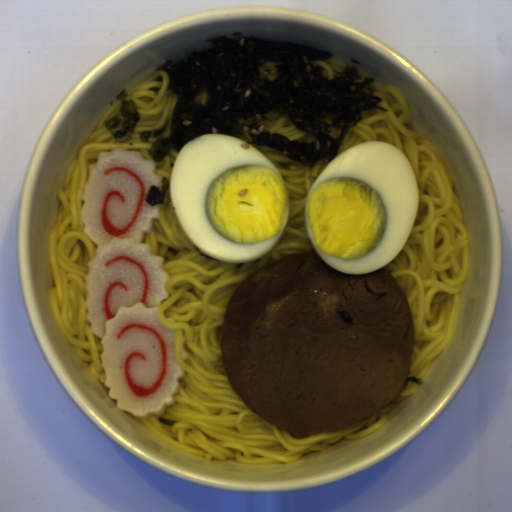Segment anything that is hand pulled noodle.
Listing matches in <instances>:
<instances>
[{
	"label": "hand pulled noodle",
	"mask_w": 512,
	"mask_h": 512,
	"mask_svg": "<svg viewBox=\"0 0 512 512\" xmlns=\"http://www.w3.org/2000/svg\"><path fill=\"white\" fill-rule=\"evenodd\" d=\"M253 146L273 163L288 189L287 224L268 253L253 262L230 263L202 252L177 219L170 187L159 218H152L151 232L143 231L141 243L149 244L152 255L163 259L161 266L169 275L164 286L168 298L161 300L157 320L175 329V360L185 374L177 380L180 388L174 393V403L161 415L138 419L159 438L209 461L230 457L242 464L294 463L305 453L323 451L343 437L356 440L379 430L421 385L410 380L388 406L368 419L313 435L289 433L266 422L232 390L220 346L229 298L243 280L265 265L316 249L305 227L306 202L315 179L331 162L326 157L309 170L282 152ZM182 335L187 361L182 358Z\"/></svg>",
	"instance_id": "hand-pulled-noodle-1"
},
{
	"label": "hand pulled noodle",
	"mask_w": 512,
	"mask_h": 512,
	"mask_svg": "<svg viewBox=\"0 0 512 512\" xmlns=\"http://www.w3.org/2000/svg\"><path fill=\"white\" fill-rule=\"evenodd\" d=\"M388 111H362L344 135L337 156L364 141H385L404 153L416 174L420 200L408 239L385 264L405 293L416 339L408 376L423 379L448 347L457 324L465 281L470 276V232L460 187L436 143L406 127L413 118L400 88L371 83Z\"/></svg>",
	"instance_id": "hand-pulled-noodle-2"
},
{
	"label": "hand pulled noodle",
	"mask_w": 512,
	"mask_h": 512,
	"mask_svg": "<svg viewBox=\"0 0 512 512\" xmlns=\"http://www.w3.org/2000/svg\"><path fill=\"white\" fill-rule=\"evenodd\" d=\"M169 75L154 70L147 78L127 89V97L133 99L139 120L133 133L116 141L104 126V122L118 114L122 101L116 97L109 102L95 123L92 132L79 142L74 157L63 172V182L57 187L59 200L55 222L47 234L48 268L55 287L47 290L48 310L64 339L72 346L76 356L90 362L89 370L98 383L106 380V370L101 355L104 351L102 338L92 333V323L86 320L89 298L85 276L90 272L88 263L95 257L98 245L84 232L86 224L81 210L85 204L83 194L90 173L97 168L98 156L111 155L117 147L139 152L144 159L152 160L148 150L156 138L142 142L139 133L162 128L169 117L164 133L168 137L172 113L177 95L166 91Z\"/></svg>",
	"instance_id": "hand-pulled-noodle-3"
},
{
	"label": "hand pulled noodle",
	"mask_w": 512,
	"mask_h": 512,
	"mask_svg": "<svg viewBox=\"0 0 512 512\" xmlns=\"http://www.w3.org/2000/svg\"><path fill=\"white\" fill-rule=\"evenodd\" d=\"M266 120L261 118V115L256 114L254 118L248 119H239L240 123H249V122H258L260 123L259 129H253L251 132L254 134H258L262 132L263 129L271 131L274 133H279L284 136H287L290 141L299 140L301 142L310 143L312 141H316V138L313 134L301 132L286 116L285 113L279 110H271L265 112Z\"/></svg>",
	"instance_id": "hand-pulled-noodle-4"
},
{
	"label": "hand pulled noodle",
	"mask_w": 512,
	"mask_h": 512,
	"mask_svg": "<svg viewBox=\"0 0 512 512\" xmlns=\"http://www.w3.org/2000/svg\"><path fill=\"white\" fill-rule=\"evenodd\" d=\"M179 152L171 147V153L164 157L160 162H155L154 173L158 176H166L170 180V175L177 160Z\"/></svg>",
	"instance_id": "hand-pulled-noodle-5"
},
{
	"label": "hand pulled noodle",
	"mask_w": 512,
	"mask_h": 512,
	"mask_svg": "<svg viewBox=\"0 0 512 512\" xmlns=\"http://www.w3.org/2000/svg\"><path fill=\"white\" fill-rule=\"evenodd\" d=\"M313 63L314 65L319 64L324 67L322 74L327 76L329 80H332L334 72L342 71L346 65L344 62L337 61L332 57L328 60H314Z\"/></svg>",
	"instance_id": "hand-pulled-noodle-6"
},
{
	"label": "hand pulled noodle",
	"mask_w": 512,
	"mask_h": 512,
	"mask_svg": "<svg viewBox=\"0 0 512 512\" xmlns=\"http://www.w3.org/2000/svg\"><path fill=\"white\" fill-rule=\"evenodd\" d=\"M358 72H359V75H361V76H362V78H363V77H365V78H369V77L367 76V74H366V73H364V72H362L361 70H359V69H358Z\"/></svg>",
	"instance_id": "hand-pulled-noodle-7"
}]
</instances>
